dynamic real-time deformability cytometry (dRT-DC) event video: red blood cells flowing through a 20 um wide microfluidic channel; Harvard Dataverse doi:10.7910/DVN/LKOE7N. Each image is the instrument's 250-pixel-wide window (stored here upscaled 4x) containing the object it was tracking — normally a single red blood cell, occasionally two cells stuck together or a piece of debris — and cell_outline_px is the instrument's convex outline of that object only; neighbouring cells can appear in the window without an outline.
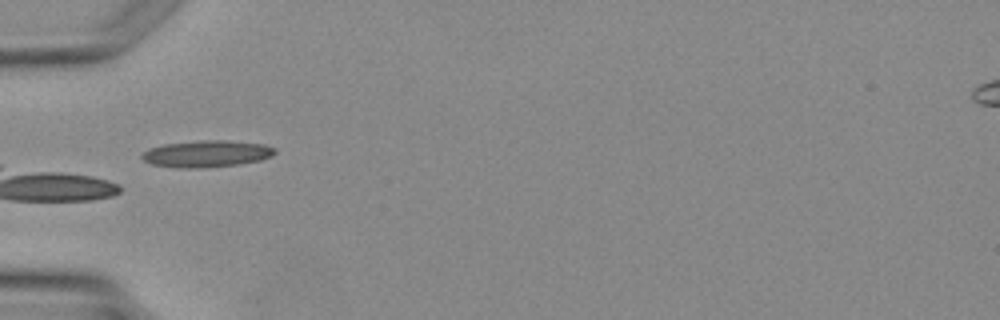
{"species": "Egyptian fruit bat (a non-hibernating species)", "species_latin": "Rousettus aegyptiacus", "temperature_condition": "warm", "stored_images_in_passage": 3, "camera_frame_rate_fps": 3000, "um_per_image_px": 0.085, "animal": {"sex": "female"}, "frame": {"image": 1, "passage_image": 2, "time_ms": 1.333, "image_size_px": [1000, 320], "cell_outline_px": [[276, 152], [272, 156], [260, 160], [236, 164], [200, 168], [176, 168], [152, 164], [144, 160], [140, 156], [144, 152], [152, 148], [164, 144], [204, 140], [220, 140], [264, 144], [276, 148]], "centroid_in_image_um": [17.58, 13.07], "position_along_channel_um": 67.4, "area_um2": 20.46}}
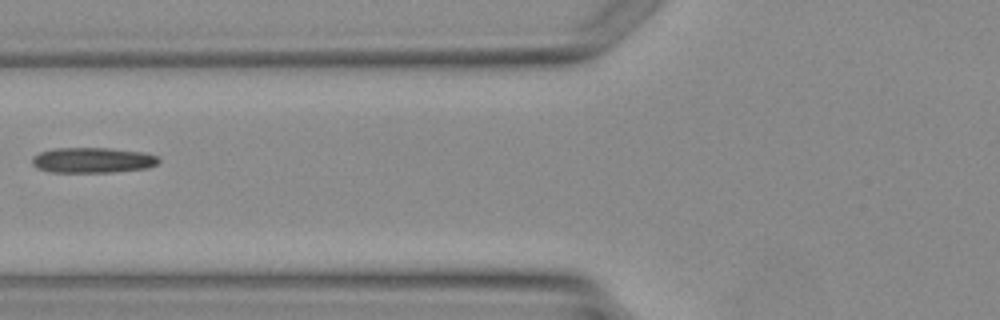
{"frame": {"image": 2, "passage_image": 3, "time_ms": 2.333, "image_size_px": [1000, 320], "cell_outline_px": [[160, 160], [156, 164], [148, 168], [112, 172], [52, 172], [36, 168], [32, 164], [32, 156], [40, 152], [56, 148], [108, 148], [144, 152], [156, 156]], "centroid_in_image_um": [7.85, 13.61], "position_along_channel_um": 117.9, "area_um2": 18.73}}